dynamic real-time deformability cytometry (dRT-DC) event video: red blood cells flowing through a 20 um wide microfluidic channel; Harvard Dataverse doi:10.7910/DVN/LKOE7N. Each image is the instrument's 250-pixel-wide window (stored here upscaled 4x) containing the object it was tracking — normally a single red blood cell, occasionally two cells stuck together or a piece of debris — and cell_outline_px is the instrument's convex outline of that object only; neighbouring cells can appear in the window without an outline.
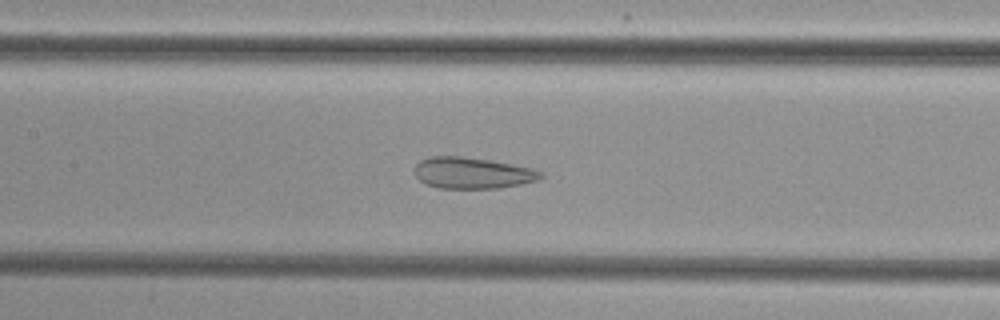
{"species": "common noctule bat (a hibernating species)", "species_latin": "Nyctalus noctula", "temperature_condition": "cold", "stored_images_in_passage": 53, "camera_frame_rate_fps": 3000, "um_per_image_px": 0.085, "animal": {"sex": "female", "body_mass_g": 29.2, "forearm_length_mm": 56.3}, "frame": {"image": 1, "passage_image": 25, "time_ms": 8.0, "image_size_px": [1000, 320], "cell_outline_px": [[544, 176], [540, 180], [520, 184], [496, 188], [440, 188], [428, 184], [420, 180], [412, 172], [412, 168], [420, 160], [428, 156], [464, 156], [492, 160], [532, 168], [544, 172]], "centroid_in_image_um": [40.15, 14.68], "position_along_channel_um": 167.3, "area_um2": 23.29}}
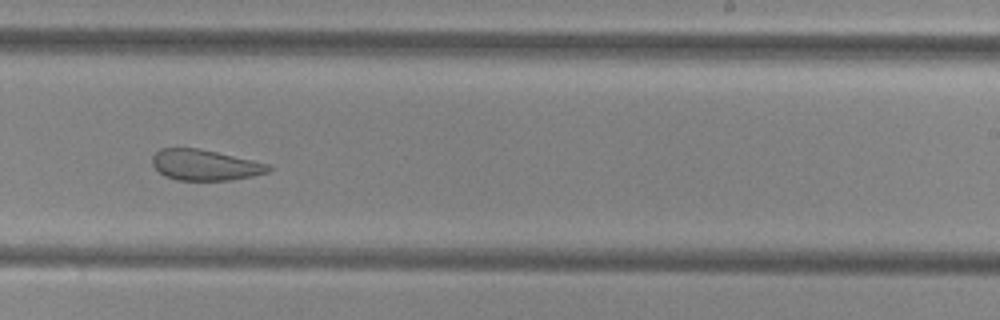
{"frame": {"image": 2, "passage_image": 33, "time_ms": 10.667, "image_size_px": [1000, 320], "cell_outline_px": [[272, 168], [268, 172], [252, 176], [232, 180], [176, 180], [164, 176], [152, 164], [152, 156], [160, 148], [196, 148], [216, 152], [252, 160], [268, 164]], "centroid_in_image_um": [17.4, 14.03], "position_along_channel_um": 271.6, "area_um2": 20.69}}
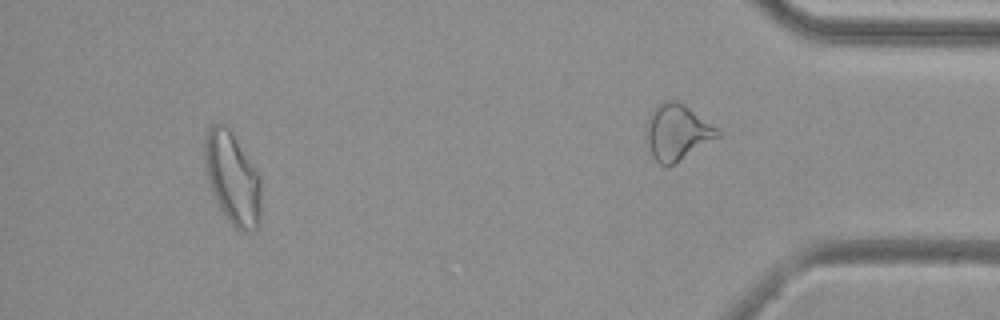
{"frame": {"image": 3, "passage_image": 49, "time_ms": 16.0, "image_size_px": [1000, 320], "cell_outline_px": [[260, 224], [252, 232], [240, 232], [228, 220], [220, 208], [208, 180], [204, 160], [204, 136], [212, 124], [220, 120], [228, 128], [260, 172]], "centroid_in_image_um": [19.77, 15.13], "position_along_channel_um": 415.4, "area_um2": 30.58}}